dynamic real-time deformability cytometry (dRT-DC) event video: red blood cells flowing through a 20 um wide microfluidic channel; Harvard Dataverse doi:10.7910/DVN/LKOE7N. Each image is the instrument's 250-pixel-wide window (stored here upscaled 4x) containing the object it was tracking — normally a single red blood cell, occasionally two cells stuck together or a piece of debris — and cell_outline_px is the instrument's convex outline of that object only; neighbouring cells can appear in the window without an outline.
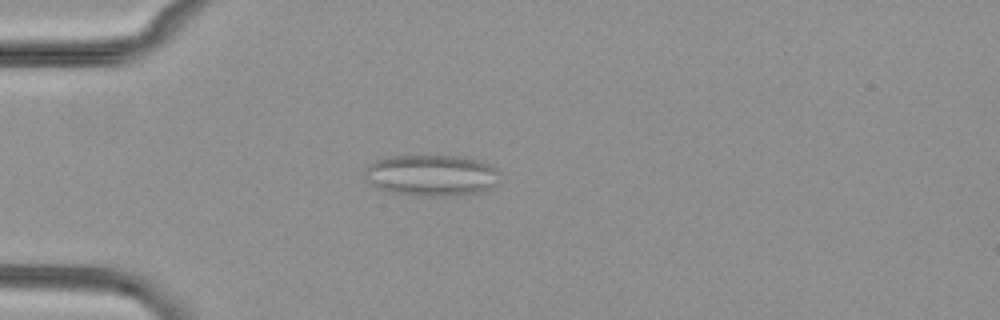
{"species": "common noctule bat (a hibernating species)", "species_latin": "Nyctalus noctula", "temperature_condition": "cold", "stored_images_in_passage": 3, "camera_frame_rate_fps": 3000, "um_per_image_px": 0.085, "animal": {"sex": "female", "body_mass_g": 29.2, "forearm_length_mm": 56.3}, "frame": {"image": 1, "passage_image": 3, "time_ms": 2.333, "image_size_px": [1000, 320], "cell_outline_px": [[500, 172], [496, 184], [492, 188], [484, 192], [452, 196], [420, 196], [388, 192], [376, 188], [364, 176], [364, 172], [376, 160], [388, 156], [460, 156], [480, 160], [496, 168]], "centroid_in_image_um": [36.72, 14.92], "position_along_channel_um": 48.3, "area_um2": 32.83}}